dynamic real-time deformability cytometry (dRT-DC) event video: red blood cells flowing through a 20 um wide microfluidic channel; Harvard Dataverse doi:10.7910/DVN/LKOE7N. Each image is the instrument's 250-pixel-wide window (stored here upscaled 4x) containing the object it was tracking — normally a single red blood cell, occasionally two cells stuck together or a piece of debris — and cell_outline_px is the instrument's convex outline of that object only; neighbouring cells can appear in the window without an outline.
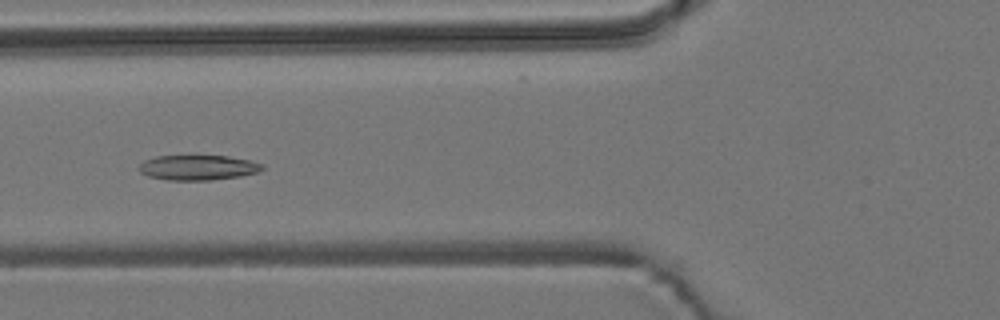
{"species": "common noctule bat (a hibernating species)", "species_latin": "Nyctalus noctula", "temperature_condition": "room temperature", "stored_images_in_passage": 56, "camera_frame_rate_fps": 3000, "um_per_image_px": 0.085, "animal": {"sex": "male", "body_mass_g": 19.2, "forearm_length_mm": 51.8}, "frame": {"image": 1, "passage_image": 21, "time_ms": 6.667, "image_size_px": [1000, 320], "cell_outline_px": [[264, 168], [256, 172], [240, 176], [212, 180], [168, 180], [148, 176], [140, 172], [136, 168], [144, 160], [156, 156], [228, 156], [248, 160], [264, 164]], "centroid_in_image_um": [16.79, 14.24], "position_along_channel_um": 109.0, "area_um2": 17.98}}
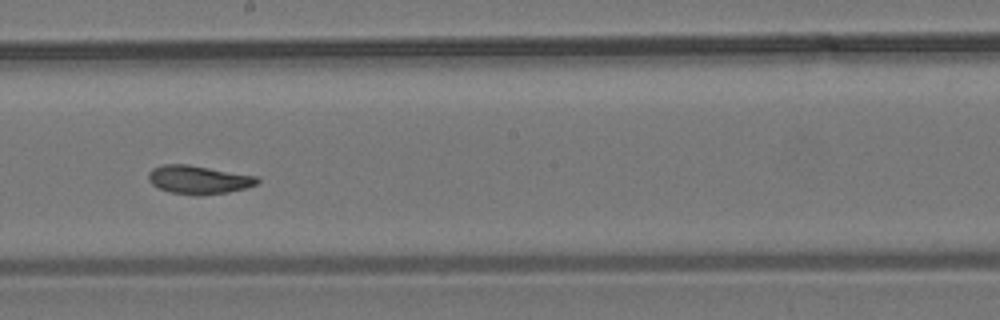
{"frame": {"image": 2, "passage_image": 31, "time_ms": 10.0, "image_size_px": [1000, 320], "cell_outline_px": [[260, 180], [256, 184], [244, 188], [228, 192], [200, 196], [196, 196], [168, 192], [152, 184], [148, 180], [148, 172], [152, 168], [164, 164], [188, 164], [256, 176]], "centroid_in_image_um": [16.84, 15.28], "position_along_channel_um": 231.4, "area_um2": 18.09}}
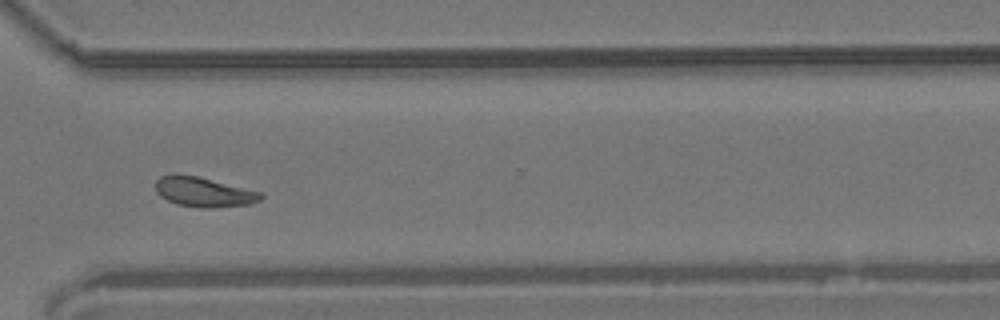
{"frame": {"image": 3, "passage_image": 41, "time_ms": 13.333, "image_size_px": [1000, 320], "cell_outline_px": [[264, 196], [260, 200], [248, 204], [208, 208], [200, 208], [176, 204], [160, 196], [156, 192], [156, 180], [160, 176], [172, 172], [176, 172], [196, 176], [264, 192]], "centroid_in_image_um": [17.29, 16.3], "position_along_channel_um": 353.3, "area_um2": 18.5}, "authors_computed_cell_mechanics": {"area_um2": 18.207, "velocity_mm_per_s": 3.6674, "shape_relaxation_time_tau1_ms": 5.5407, "shape_relaxation_time_tau2_ms": 2.4033, "deformation_change_tau1": 0.1295, "deformation_change_tau2": 0.0758}}